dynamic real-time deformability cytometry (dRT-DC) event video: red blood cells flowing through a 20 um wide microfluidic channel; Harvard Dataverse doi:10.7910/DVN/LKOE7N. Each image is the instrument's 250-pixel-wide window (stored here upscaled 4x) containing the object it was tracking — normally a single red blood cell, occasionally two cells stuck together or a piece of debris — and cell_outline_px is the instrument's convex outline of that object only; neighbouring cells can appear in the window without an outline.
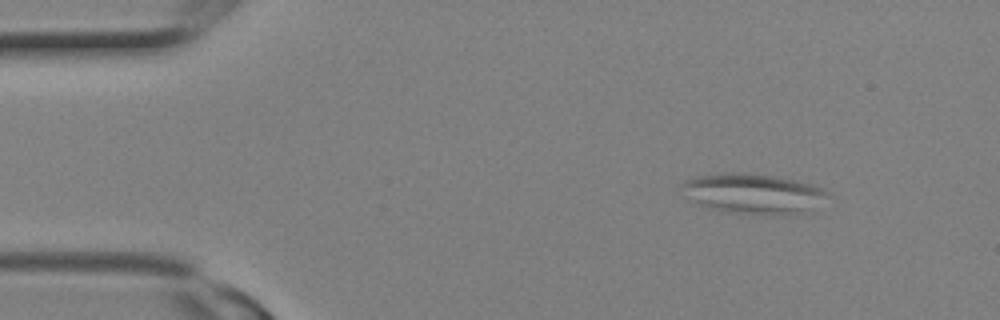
{"species": "Egyptian fruit bat (a non-hibernating species)", "species_latin": "Rousettus aegyptiacus", "temperature_condition": "room temperature", "stored_images_in_passage": 3, "camera_frame_rate_fps": 3000, "um_per_image_px": 0.085, "animal": {"sex": "female"}, "frame": {"image": 1, "passage_image": 1, "time_ms": 0.0, "image_size_px": [1000, 320], "cell_outline_px": [[832, 196], [812, 212], [728, 212], [708, 208], [696, 204], [684, 196], [680, 184], [684, 180], [696, 176], [728, 172], [744, 172], [772, 176], [796, 180], [812, 184], [832, 192]], "centroid_in_image_um": [64.04, 16.42], "position_along_channel_um": 21.0, "area_um2": 34.1}}